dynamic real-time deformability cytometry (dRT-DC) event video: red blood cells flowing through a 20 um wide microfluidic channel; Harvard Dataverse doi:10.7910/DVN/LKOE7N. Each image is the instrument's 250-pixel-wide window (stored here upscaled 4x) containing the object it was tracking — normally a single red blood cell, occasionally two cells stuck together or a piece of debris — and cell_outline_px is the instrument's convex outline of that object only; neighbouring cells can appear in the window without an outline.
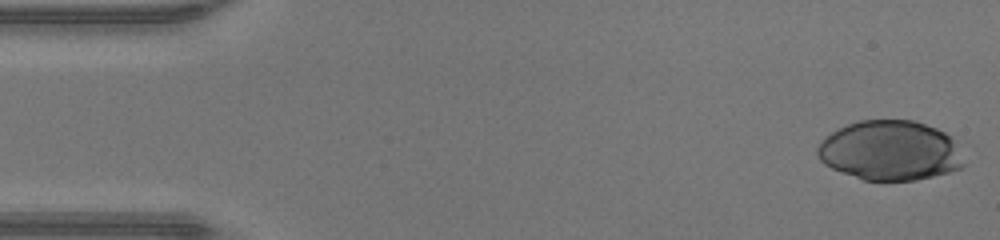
{"species": "human", "species_latin": "Homo sapiens", "temperature_condition": "warm", "stored_images_in_passage": 46, "camera_frame_rate_fps": 3000, "um_per_image_px": 0.085, "donor": {"sex": "male"}, "frame": {"image": 1, "passage_image": 1, "time_ms": 0.0, "image_size_px": [1000, 240], "cell_outline_px": [[964, 164], [960, 168], [948, 172], [916, 180], [864, 180], [832, 168], [824, 164], [820, 160], [816, 152], [816, 148], [820, 140], [832, 132], [848, 124], [860, 120], [912, 120], [936, 128], [944, 132], [952, 140]], "centroid_in_image_um": [75.59, 12.8], "position_along_channel_um": 9.4, "area_um2": 50.4}}
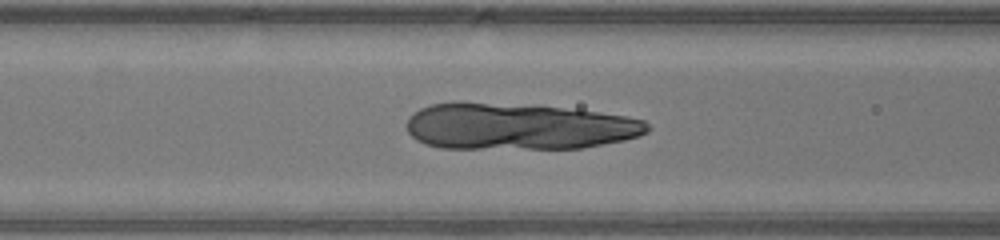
{"frame": {"image": 2, "passage_image": 18, "time_ms": 5.667, "image_size_px": [1000, 240], "cell_outline_px": [[652, 128], [648, 132], [640, 136], [624, 140], [580, 148], [440, 148], [416, 140], [408, 132], [408, 116], [412, 112], [420, 108], [432, 104], [484, 104], [560, 108], [596, 112], [628, 116], [644, 120]], "centroid_in_image_um": [44.11, 10.79], "position_along_channel_um": 122.5, "area_um2": 63.87}}
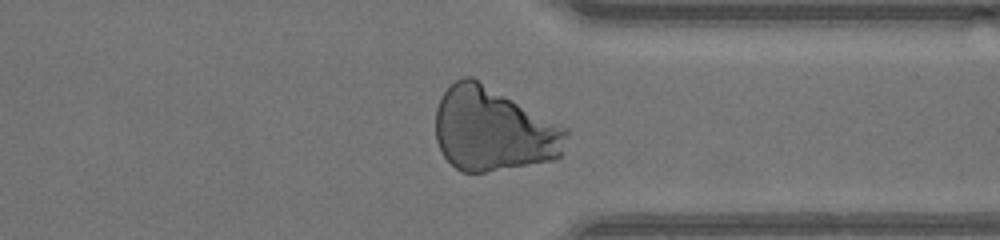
{"frame": {"image": 3, "passage_image": 35, "time_ms": 11.333, "image_size_px": [1000, 240], "cell_outline_px": [[568, 132], [560, 156], [556, 160], [484, 172], [460, 172], [444, 156], [436, 140], [436, 108], [440, 96], [456, 80], [464, 76], [472, 76], [568, 128]], "centroid_in_image_um": [41.92, 11.0], "position_along_channel_um": 369.5, "area_um2": 63.81}}